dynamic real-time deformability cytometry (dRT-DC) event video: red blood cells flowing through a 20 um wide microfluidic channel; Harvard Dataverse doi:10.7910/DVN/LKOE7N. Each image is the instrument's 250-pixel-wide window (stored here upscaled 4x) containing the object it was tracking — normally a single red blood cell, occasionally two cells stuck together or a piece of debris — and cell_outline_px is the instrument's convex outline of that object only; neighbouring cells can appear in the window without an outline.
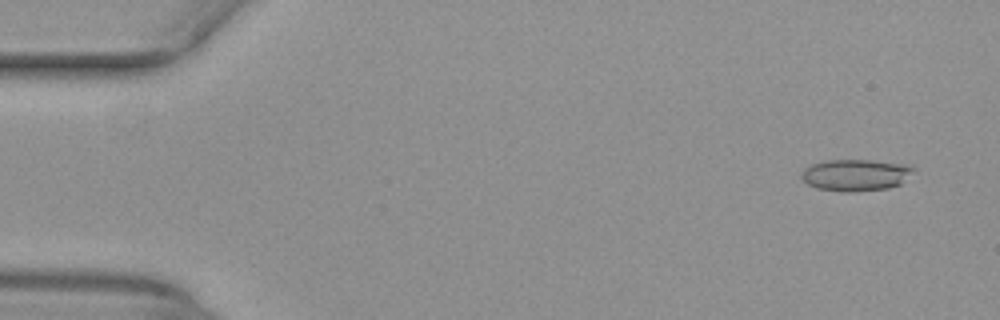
{"species": "common noctule bat (a hibernating species)", "species_latin": "Nyctalus noctula", "temperature_condition": "warm", "stored_images_in_passage": 18, "camera_frame_rate_fps": 3000, "um_per_image_px": 0.085, "animal": {"sex": "female", "body_mass_g": 29.2, "forearm_length_mm": 56.3}, "frame": {"image": 1, "passage_image": 3, "time_ms": 0.667, "image_size_px": [1000, 320], "cell_outline_px": [[916, 168], [900, 184], [888, 188], [852, 192], [840, 192], [816, 188], [808, 184], [800, 176], [804, 168], [812, 164], [828, 160], [872, 160], [912, 164]], "centroid_in_image_um": [72.75, 14.87], "position_along_channel_um": 12.3, "area_um2": 20.87}}
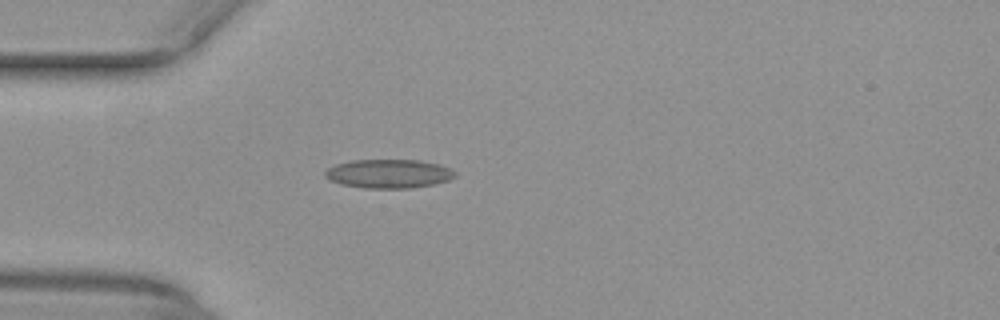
{"frame": {"image": 2, "passage_image": 15, "time_ms": 4.667, "image_size_px": [1000, 320], "cell_outline_px": [[456, 176], [448, 180], [436, 184], [412, 188], [364, 188], [340, 184], [328, 180], [324, 176], [324, 172], [328, 168], [336, 164], [352, 160], [420, 160], [440, 164], [456, 172]], "centroid_in_image_um": [33.03, 14.77], "position_along_channel_um": 52.0, "area_um2": 22.02}}